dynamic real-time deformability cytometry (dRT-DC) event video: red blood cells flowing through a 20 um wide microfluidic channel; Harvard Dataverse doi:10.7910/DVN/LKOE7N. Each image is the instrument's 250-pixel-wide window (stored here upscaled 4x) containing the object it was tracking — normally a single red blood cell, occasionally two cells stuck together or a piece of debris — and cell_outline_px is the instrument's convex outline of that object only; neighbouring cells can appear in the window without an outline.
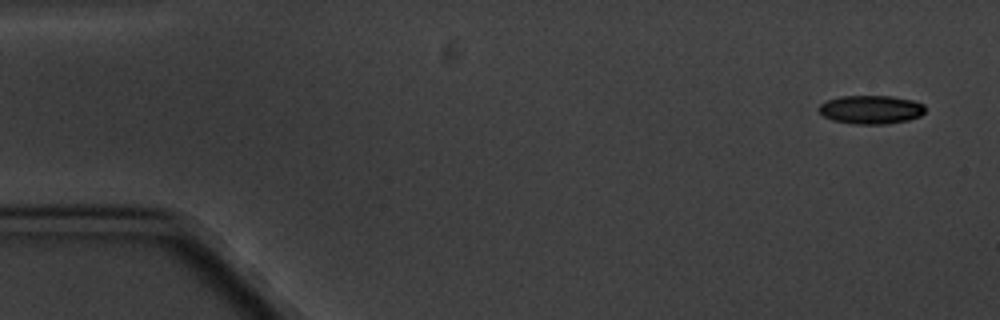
{"species": "common noctule bat (a hibernating species)", "species_latin": "Nyctalus noctula", "temperature_condition": "cold", "stored_images_in_passage": 5, "camera_frame_rate_fps": 3000, "um_per_image_px": 0.085, "animal": {"sex": "male", "body_mass_g": 20.1, "forearm_length_mm": 53.5}, "frame": {"image": 1, "passage_image": 1, "time_ms": 0.0, "image_size_px": [1000, 320], "cell_outline_px": [[924, 112], [920, 116], [908, 120], [884, 124], [856, 124], [832, 120], [824, 116], [816, 108], [820, 104], [828, 100], [840, 96], [892, 96], [912, 100], [924, 104]], "centroid_in_image_um": [74.02, 9.31], "position_along_channel_um": 11.0, "area_um2": 17.69}}
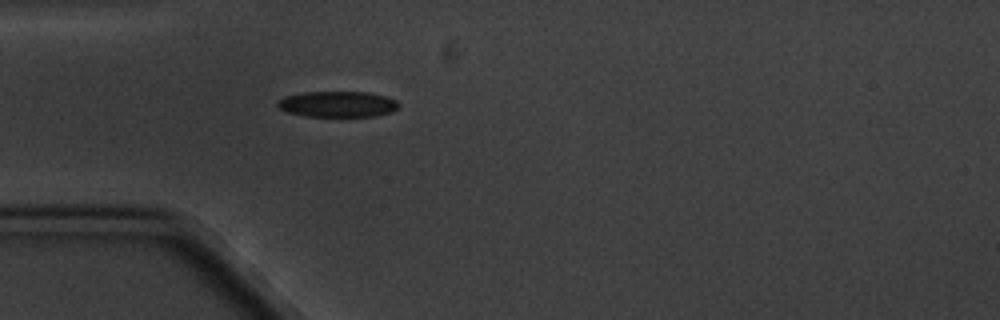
{"frame": {"image": 2, "passage_image": 5, "time_ms": 4.667, "image_size_px": [1000, 320], "cell_outline_px": [[400, 104], [392, 112], [376, 116], [304, 116], [288, 112], [280, 108], [276, 104], [276, 100], [284, 96], [304, 92], [368, 92], [384, 96], [396, 100]], "centroid_in_image_um": [28.67, 8.85], "position_along_channel_um": 56.3, "area_um2": 18.26}}